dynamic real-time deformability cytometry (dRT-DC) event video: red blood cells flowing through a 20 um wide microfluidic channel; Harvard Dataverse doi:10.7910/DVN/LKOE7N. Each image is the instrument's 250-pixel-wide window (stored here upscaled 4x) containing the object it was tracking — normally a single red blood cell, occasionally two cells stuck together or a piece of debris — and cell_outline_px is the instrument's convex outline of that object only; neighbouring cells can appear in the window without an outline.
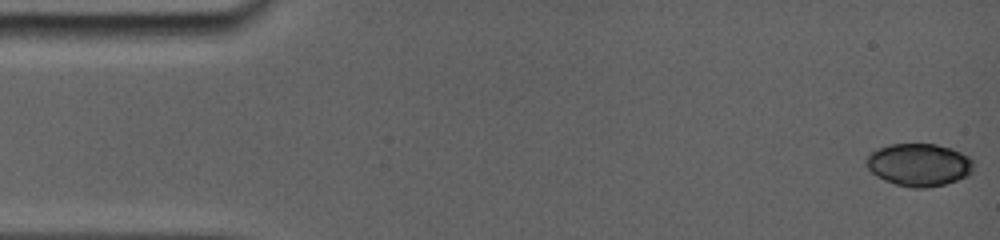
{"species": "common noctule bat (a hibernating species)", "species_latin": "Nyctalus noctula", "temperature_condition": "room temperature", "stored_images_in_passage": 16, "camera_frame_rate_fps": 5000, "um_per_image_px": 0.085, "animal": {"sex": "female", "body_mass_g": 19.0, "forearm_length_mm": 56.7}, "frame": {"image": 1, "passage_image": 1, "time_ms": 0.0, "image_size_px": [1000, 240], "cell_outline_px": [[968, 172], [964, 176], [956, 180], [944, 184], [920, 188], [916, 188], [896, 184], [872, 172], [868, 168], [868, 160], [876, 152], [884, 148], [896, 144], [932, 144], [948, 148], [964, 156], [968, 160]], "centroid_in_image_um": [78.08, 14.02], "position_along_channel_um": 6.9, "area_um2": 24.62}}
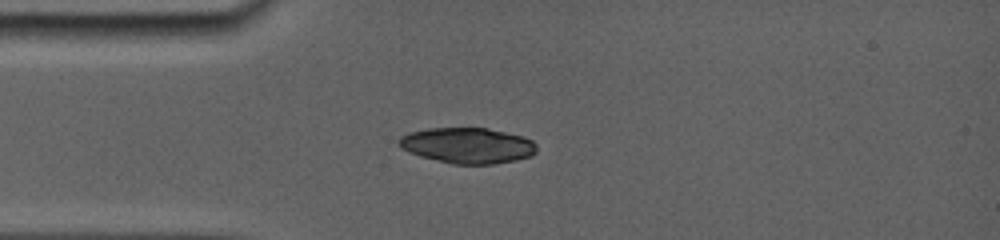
{"frame": {"image": 2, "passage_image": 14, "time_ms": 4.0, "image_size_px": [1000, 240], "cell_outline_px": [[536, 152], [528, 156], [512, 160], [492, 164], [452, 164], [420, 156], [404, 148], [400, 144], [400, 140], [404, 136], [412, 132], [432, 128], [484, 128], [520, 136], [532, 140], [536, 148]], "centroid_in_image_um": [39.76, 12.37], "position_along_channel_um": 45.2, "area_um2": 27.69}}